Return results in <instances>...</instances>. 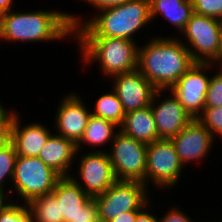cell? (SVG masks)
<instances>
[{
	"instance_id": "cell-1",
	"label": "cell",
	"mask_w": 222,
	"mask_h": 222,
	"mask_svg": "<svg viewBox=\"0 0 222 222\" xmlns=\"http://www.w3.org/2000/svg\"><path fill=\"white\" fill-rule=\"evenodd\" d=\"M152 37L139 46L137 69L158 90H167L178 82L195 62L181 38Z\"/></svg>"
},
{
	"instance_id": "cell-2",
	"label": "cell",
	"mask_w": 222,
	"mask_h": 222,
	"mask_svg": "<svg viewBox=\"0 0 222 222\" xmlns=\"http://www.w3.org/2000/svg\"><path fill=\"white\" fill-rule=\"evenodd\" d=\"M81 19L83 17L80 15L70 13L74 36H103L135 41L133 38L137 31L151 23L150 2L130 0L122 5L100 10L88 20Z\"/></svg>"
},
{
	"instance_id": "cell-3",
	"label": "cell",
	"mask_w": 222,
	"mask_h": 222,
	"mask_svg": "<svg viewBox=\"0 0 222 222\" xmlns=\"http://www.w3.org/2000/svg\"><path fill=\"white\" fill-rule=\"evenodd\" d=\"M74 37L70 13L57 10L18 12L10 10L0 16V41L50 42Z\"/></svg>"
},
{
	"instance_id": "cell-4",
	"label": "cell",
	"mask_w": 222,
	"mask_h": 222,
	"mask_svg": "<svg viewBox=\"0 0 222 222\" xmlns=\"http://www.w3.org/2000/svg\"><path fill=\"white\" fill-rule=\"evenodd\" d=\"M73 39L85 65L97 61L101 73L108 78L137 70V41L103 36H74Z\"/></svg>"
},
{
	"instance_id": "cell-5",
	"label": "cell",
	"mask_w": 222,
	"mask_h": 222,
	"mask_svg": "<svg viewBox=\"0 0 222 222\" xmlns=\"http://www.w3.org/2000/svg\"><path fill=\"white\" fill-rule=\"evenodd\" d=\"M61 176L38 157L17 156L10 196L14 192L25 204L52 193Z\"/></svg>"
},
{
	"instance_id": "cell-6",
	"label": "cell",
	"mask_w": 222,
	"mask_h": 222,
	"mask_svg": "<svg viewBox=\"0 0 222 222\" xmlns=\"http://www.w3.org/2000/svg\"><path fill=\"white\" fill-rule=\"evenodd\" d=\"M195 63H215L222 49V21L192 13L180 32ZM193 48V49H192Z\"/></svg>"
},
{
	"instance_id": "cell-7",
	"label": "cell",
	"mask_w": 222,
	"mask_h": 222,
	"mask_svg": "<svg viewBox=\"0 0 222 222\" xmlns=\"http://www.w3.org/2000/svg\"><path fill=\"white\" fill-rule=\"evenodd\" d=\"M149 187L137 180H117L103 194L94 197L99 219L110 221L123 212L141 211L148 203Z\"/></svg>"
},
{
	"instance_id": "cell-8",
	"label": "cell",
	"mask_w": 222,
	"mask_h": 222,
	"mask_svg": "<svg viewBox=\"0 0 222 222\" xmlns=\"http://www.w3.org/2000/svg\"><path fill=\"white\" fill-rule=\"evenodd\" d=\"M183 167L171 139H158L147 145L145 171L147 187L150 181L158 190L167 191L174 188L183 173Z\"/></svg>"
},
{
	"instance_id": "cell-9",
	"label": "cell",
	"mask_w": 222,
	"mask_h": 222,
	"mask_svg": "<svg viewBox=\"0 0 222 222\" xmlns=\"http://www.w3.org/2000/svg\"><path fill=\"white\" fill-rule=\"evenodd\" d=\"M108 155L117 180H137L145 184L147 145L120 130L110 144Z\"/></svg>"
},
{
	"instance_id": "cell-10",
	"label": "cell",
	"mask_w": 222,
	"mask_h": 222,
	"mask_svg": "<svg viewBox=\"0 0 222 222\" xmlns=\"http://www.w3.org/2000/svg\"><path fill=\"white\" fill-rule=\"evenodd\" d=\"M82 155L78 161L79 176L75 177L70 173V177L82 187L91 198H94L103 194L117 179L109 155L105 149H93L86 154L84 152Z\"/></svg>"
},
{
	"instance_id": "cell-11",
	"label": "cell",
	"mask_w": 222,
	"mask_h": 222,
	"mask_svg": "<svg viewBox=\"0 0 222 222\" xmlns=\"http://www.w3.org/2000/svg\"><path fill=\"white\" fill-rule=\"evenodd\" d=\"M214 66V63H195L169 89L193 119L205 108V96L211 78L207 70Z\"/></svg>"
},
{
	"instance_id": "cell-12",
	"label": "cell",
	"mask_w": 222,
	"mask_h": 222,
	"mask_svg": "<svg viewBox=\"0 0 222 222\" xmlns=\"http://www.w3.org/2000/svg\"><path fill=\"white\" fill-rule=\"evenodd\" d=\"M112 78V90L119 97L125 113L148 107L157 88L137 69Z\"/></svg>"
},
{
	"instance_id": "cell-13",
	"label": "cell",
	"mask_w": 222,
	"mask_h": 222,
	"mask_svg": "<svg viewBox=\"0 0 222 222\" xmlns=\"http://www.w3.org/2000/svg\"><path fill=\"white\" fill-rule=\"evenodd\" d=\"M215 137L196 118L184 127L171 141L178 154L180 162L185 166L192 161H202L211 152ZM191 161V162H190Z\"/></svg>"
},
{
	"instance_id": "cell-14",
	"label": "cell",
	"mask_w": 222,
	"mask_h": 222,
	"mask_svg": "<svg viewBox=\"0 0 222 222\" xmlns=\"http://www.w3.org/2000/svg\"><path fill=\"white\" fill-rule=\"evenodd\" d=\"M56 109L55 133L77 144L83 137L91 115L82 97L76 93L66 94Z\"/></svg>"
},
{
	"instance_id": "cell-15",
	"label": "cell",
	"mask_w": 222,
	"mask_h": 222,
	"mask_svg": "<svg viewBox=\"0 0 222 222\" xmlns=\"http://www.w3.org/2000/svg\"><path fill=\"white\" fill-rule=\"evenodd\" d=\"M165 91L166 90H157L150 105L159 139H172L175 135H178L193 118L172 92H170L171 96H166L167 98L160 101L161 94L165 93Z\"/></svg>"
},
{
	"instance_id": "cell-16",
	"label": "cell",
	"mask_w": 222,
	"mask_h": 222,
	"mask_svg": "<svg viewBox=\"0 0 222 222\" xmlns=\"http://www.w3.org/2000/svg\"><path fill=\"white\" fill-rule=\"evenodd\" d=\"M20 118L16 112L12 119L9 140L14 145L17 156L38 157L51 135V130L36 122L21 126Z\"/></svg>"
},
{
	"instance_id": "cell-17",
	"label": "cell",
	"mask_w": 222,
	"mask_h": 222,
	"mask_svg": "<svg viewBox=\"0 0 222 222\" xmlns=\"http://www.w3.org/2000/svg\"><path fill=\"white\" fill-rule=\"evenodd\" d=\"M77 155V144L73 140L54 133L49 136L38 158L61 177H69L74 160H78Z\"/></svg>"
},
{
	"instance_id": "cell-18",
	"label": "cell",
	"mask_w": 222,
	"mask_h": 222,
	"mask_svg": "<svg viewBox=\"0 0 222 222\" xmlns=\"http://www.w3.org/2000/svg\"><path fill=\"white\" fill-rule=\"evenodd\" d=\"M119 130L146 145L159 139L151 105L127 112Z\"/></svg>"
},
{
	"instance_id": "cell-19",
	"label": "cell",
	"mask_w": 222,
	"mask_h": 222,
	"mask_svg": "<svg viewBox=\"0 0 222 222\" xmlns=\"http://www.w3.org/2000/svg\"><path fill=\"white\" fill-rule=\"evenodd\" d=\"M52 193L55 195L64 222L73 219L91 197L70 176L61 177Z\"/></svg>"
},
{
	"instance_id": "cell-20",
	"label": "cell",
	"mask_w": 222,
	"mask_h": 222,
	"mask_svg": "<svg viewBox=\"0 0 222 222\" xmlns=\"http://www.w3.org/2000/svg\"><path fill=\"white\" fill-rule=\"evenodd\" d=\"M151 21L155 17H163L181 32L188 23L192 13L191 0H149Z\"/></svg>"
},
{
	"instance_id": "cell-21",
	"label": "cell",
	"mask_w": 222,
	"mask_h": 222,
	"mask_svg": "<svg viewBox=\"0 0 222 222\" xmlns=\"http://www.w3.org/2000/svg\"><path fill=\"white\" fill-rule=\"evenodd\" d=\"M118 131L119 126L115 123L91 114L83 137L77 143V153L84 149L83 145L101 147L108 142L111 144Z\"/></svg>"
},
{
	"instance_id": "cell-22",
	"label": "cell",
	"mask_w": 222,
	"mask_h": 222,
	"mask_svg": "<svg viewBox=\"0 0 222 222\" xmlns=\"http://www.w3.org/2000/svg\"><path fill=\"white\" fill-rule=\"evenodd\" d=\"M33 222H64L58 201L53 193L31 200L28 204Z\"/></svg>"
},
{
	"instance_id": "cell-23",
	"label": "cell",
	"mask_w": 222,
	"mask_h": 222,
	"mask_svg": "<svg viewBox=\"0 0 222 222\" xmlns=\"http://www.w3.org/2000/svg\"><path fill=\"white\" fill-rule=\"evenodd\" d=\"M94 106V111L91 112L93 116L109 120L117 126L122 124L126 113L119 97L112 89L110 92L98 97Z\"/></svg>"
},
{
	"instance_id": "cell-24",
	"label": "cell",
	"mask_w": 222,
	"mask_h": 222,
	"mask_svg": "<svg viewBox=\"0 0 222 222\" xmlns=\"http://www.w3.org/2000/svg\"><path fill=\"white\" fill-rule=\"evenodd\" d=\"M16 158L17 153L10 140L0 143V193L10 194V190L5 191L4 188L7 187V179L12 182Z\"/></svg>"
},
{
	"instance_id": "cell-25",
	"label": "cell",
	"mask_w": 222,
	"mask_h": 222,
	"mask_svg": "<svg viewBox=\"0 0 222 222\" xmlns=\"http://www.w3.org/2000/svg\"><path fill=\"white\" fill-rule=\"evenodd\" d=\"M0 222H33V219L27 204L20 205L11 200L1 211Z\"/></svg>"
},
{
	"instance_id": "cell-26",
	"label": "cell",
	"mask_w": 222,
	"mask_h": 222,
	"mask_svg": "<svg viewBox=\"0 0 222 222\" xmlns=\"http://www.w3.org/2000/svg\"><path fill=\"white\" fill-rule=\"evenodd\" d=\"M197 119L213 136L222 138V107L204 108Z\"/></svg>"
},
{
	"instance_id": "cell-27",
	"label": "cell",
	"mask_w": 222,
	"mask_h": 222,
	"mask_svg": "<svg viewBox=\"0 0 222 222\" xmlns=\"http://www.w3.org/2000/svg\"><path fill=\"white\" fill-rule=\"evenodd\" d=\"M212 107H222V69L220 68L216 69L211 76L205 96V108Z\"/></svg>"
},
{
	"instance_id": "cell-28",
	"label": "cell",
	"mask_w": 222,
	"mask_h": 222,
	"mask_svg": "<svg viewBox=\"0 0 222 222\" xmlns=\"http://www.w3.org/2000/svg\"><path fill=\"white\" fill-rule=\"evenodd\" d=\"M193 12L222 21V0H191Z\"/></svg>"
},
{
	"instance_id": "cell-29",
	"label": "cell",
	"mask_w": 222,
	"mask_h": 222,
	"mask_svg": "<svg viewBox=\"0 0 222 222\" xmlns=\"http://www.w3.org/2000/svg\"><path fill=\"white\" fill-rule=\"evenodd\" d=\"M99 219L98 206L91 198L85 205L80 208V212L67 222H96Z\"/></svg>"
},
{
	"instance_id": "cell-30",
	"label": "cell",
	"mask_w": 222,
	"mask_h": 222,
	"mask_svg": "<svg viewBox=\"0 0 222 222\" xmlns=\"http://www.w3.org/2000/svg\"><path fill=\"white\" fill-rule=\"evenodd\" d=\"M16 111L7 110L0 102V143L9 140L11 123Z\"/></svg>"
},
{
	"instance_id": "cell-31",
	"label": "cell",
	"mask_w": 222,
	"mask_h": 222,
	"mask_svg": "<svg viewBox=\"0 0 222 222\" xmlns=\"http://www.w3.org/2000/svg\"><path fill=\"white\" fill-rule=\"evenodd\" d=\"M193 219L190 218L185 212H183L180 208L173 207L169 209L166 214L162 215L161 218L158 219V222H194Z\"/></svg>"
},
{
	"instance_id": "cell-32",
	"label": "cell",
	"mask_w": 222,
	"mask_h": 222,
	"mask_svg": "<svg viewBox=\"0 0 222 222\" xmlns=\"http://www.w3.org/2000/svg\"><path fill=\"white\" fill-rule=\"evenodd\" d=\"M82 1L87 2L88 5L91 4L92 7L94 6L96 8V13H97V11L114 6H119L130 0H82Z\"/></svg>"
},
{
	"instance_id": "cell-33",
	"label": "cell",
	"mask_w": 222,
	"mask_h": 222,
	"mask_svg": "<svg viewBox=\"0 0 222 222\" xmlns=\"http://www.w3.org/2000/svg\"><path fill=\"white\" fill-rule=\"evenodd\" d=\"M150 203H148L138 214L135 222H158V216L150 213L148 207H150ZM147 210V211H146Z\"/></svg>"
},
{
	"instance_id": "cell-34",
	"label": "cell",
	"mask_w": 222,
	"mask_h": 222,
	"mask_svg": "<svg viewBox=\"0 0 222 222\" xmlns=\"http://www.w3.org/2000/svg\"><path fill=\"white\" fill-rule=\"evenodd\" d=\"M139 212L140 211H127V212H123L122 214H120L116 218H114V219H112L110 221H107V222H135L137 214Z\"/></svg>"
},
{
	"instance_id": "cell-35",
	"label": "cell",
	"mask_w": 222,
	"mask_h": 222,
	"mask_svg": "<svg viewBox=\"0 0 222 222\" xmlns=\"http://www.w3.org/2000/svg\"><path fill=\"white\" fill-rule=\"evenodd\" d=\"M14 1L13 0H0V16L5 12L10 11L13 7Z\"/></svg>"
},
{
	"instance_id": "cell-36",
	"label": "cell",
	"mask_w": 222,
	"mask_h": 222,
	"mask_svg": "<svg viewBox=\"0 0 222 222\" xmlns=\"http://www.w3.org/2000/svg\"><path fill=\"white\" fill-rule=\"evenodd\" d=\"M7 196H9V194L0 193V213L6 207V205L11 201V199H8L9 197Z\"/></svg>"
},
{
	"instance_id": "cell-37",
	"label": "cell",
	"mask_w": 222,
	"mask_h": 222,
	"mask_svg": "<svg viewBox=\"0 0 222 222\" xmlns=\"http://www.w3.org/2000/svg\"><path fill=\"white\" fill-rule=\"evenodd\" d=\"M214 64L216 65V67L218 66L220 69H222V49H221V53H220L218 60Z\"/></svg>"
},
{
	"instance_id": "cell-38",
	"label": "cell",
	"mask_w": 222,
	"mask_h": 222,
	"mask_svg": "<svg viewBox=\"0 0 222 222\" xmlns=\"http://www.w3.org/2000/svg\"><path fill=\"white\" fill-rule=\"evenodd\" d=\"M96 222H107V221H103V220L98 219Z\"/></svg>"
}]
</instances>
